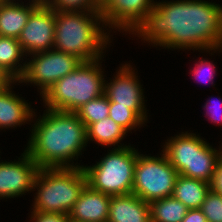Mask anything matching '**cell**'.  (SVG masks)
<instances>
[{
  "label": "cell",
  "mask_w": 222,
  "mask_h": 222,
  "mask_svg": "<svg viewBox=\"0 0 222 222\" xmlns=\"http://www.w3.org/2000/svg\"><path fill=\"white\" fill-rule=\"evenodd\" d=\"M101 59L81 62L73 72L57 80L42 96L45 108L75 112L90 100L103 95L105 75L100 68Z\"/></svg>",
  "instance_id": "4"
},
{
  "label": "cell",
  "mask_w": 222,
  "mask_h": 222,
  "mask_svg": "<svg viewBox=\"0 0 222 222\" xmlns=\"http://www.w3.org/2000/svg\"><path fill=\"white\" fill-rule=\"evenodd\" d=\"M58 11H91L101 12L102 0H44Z\"/></svg>",
  "instance_id": "25"
},
{
  "label": "cell",
  "mask_w": 222,
  "mask_h": 222,
  "mask_svg": "<svg viewBox=\"0 0 222 222\" xmlns=\"http://www.w3.org/2000/svg\"><path fill=\"white\" fill-rule=\"evenodd\" d=\"M151 222H181L189 210L173 196L149 203Z\"/></svg>",
  "instance_id": "22"
},
{
  "label": "cell",
  "mask_w": 222,
  "mask_h": 222,
  "mask_svg": "<svg viewBox=\"0 0 222 222\" xmlns=\"http://www.w3.org/2000/svg\"><path fill=\"white\" fill-rule=\"evenodd\" d=\"M108 117L127 132L145 124V121L134 110L129 109L127 106L118 105L116 102H110Z\"/></svg>",
  "instance_id": "24"
},
{
  "label": "cell",
  "mask_w": 222,
  "mask_h": 222,
  "mask_svg": "<svg viewBox=\"0 0 222 222\" xmlns=\"http://www.w3.org/2000/svg\"><path fill=\"white\" fill-rule=\"evenodd\" d=\"M24 56L18 39L0 36V67L12 80H19L24 75L27 61H20H24Z\"/></svg>",
  "instance_id": "20"
},
{
  "label": "cell",
  "mask_w": 222,
  "mask_h": 222,
  "mask_svg": "<svg viewBox=\"0 0 222 222\" xmlns=\"http://www.w3.org/2000/svg\"><path fill=\"white\" fill-rule=\"evenodd\" d=\"M137 149L118 145L95 165L83 166L87 185L109 196L132 193Z\"/></svg>",
  "instance_id": "6"
},
{
  "label": "cell",
  "mask_w": 222,
  "mask_h": 222,
  "mask_svg": "<svg viewBox=\"0 0 222 222\" xmlns=\"http://www.w3.org/2000/svg\"><path fill=\"white\" fill-rule=\"evenodd\" d=\"M207 222H222V196L210 190L200 208Z\"/></svg>",
  "instance_id": "26"
},
{
  "label": "cell",
  "mask_w": 222,
  "mask_h": 222,
  "mask_svg": "<svg viewBox=\"0 0 222 222\" xmlns=\"http://www.w3.org/2000/svg\"><path fill=\"white\" fill-rule=\"evenodd\" d=\"M110 101L105 94L90 100L74 113L88 128L92 123L101 121L109 116Z\"/></svg>",
  "instance_id": "23"
},
{
  "label": "cell",
  "mask_w": 222,
  "mask_h": 222,
  "mask_svg": "<svg viewBox=\"0 0 222 222\" xmlns=\"http://www.w3.org/2000/svg\"><path fill=\"white\" fill-rule=\"evenodd\" d=\"M21 156L16 162H0V199L35 191L33 184L39 166L26 150Z\"/></svg>",
  "instance_id": "12"
},
{
  "label": "cell",
  "mask_w": 222,
  "mask_h": 222,
  "mask_svg": "<svg viewBox=\"0 0 222 222\" xmlns=\"http://www.w3.org/2000/svg\"><path fill=\"white\" fill-rule=\"evenodd\" d=\"M30 56L33 59L26 63L24 75L18 80V83L30 82L35 86L37 85L41 96L57 80L73 72L82 62L74 55L66 54L54 48Z\"/></svg>",
  "instance_id": "8"
},
{
  "label": "cell",
  "mask_w": 222,
  "mask_h": 222,
  "mask_svg": "<svg viewBox=\"0 0 222 222\" xmlns=\"http://www.w3.org/2000/svg\"><path fill=\"white\" fill-rule=\"evenodd\" d=\"M163 147L162 152L176 171L180 175L192 178L194 133L181 132L175 137H170Z\"/></svg>",
  "instance_id": "17"
},
{
  "label": "cell",
  "mask_w": 222,
  "mask_h": 222,
  "mask_svg": "<svg viewBox=\"0 0 222 222\" xmlns=\"http://www.w3.org/2000/svg\"><path fill=\"white\" fill-rule=\"evenodd\" d=\"M209 191L210 183L179 174L172 196L181 201L188 209H197L201 208Z\"/></svg>",
  "instance_id": "19"
},
{
  "label": "cell",
  "mask_w": 222,
  "mask_h": 222,
  "mask_svg": "<svg viewBox=\"0 0 222 222\" xmlns=\"http://www.w3.org/2000/svg\"><path fill=\"white\" fill-rule=\"evenodd\" d=\"M31 221L34 222H67L69 215L62 213H46V212H31Z\"/></svg>",
  "instance_id": "28"
},
{
  "label": "cell",
  "mask_w": 222,
  "mask_h": 222,
  "mask_svg": "<svg viewBox=\"0 0 222 222\" xmlns=\"http://www.w3.org/2000/svg\"><path fill=\"white\" fill-rule=\"evenodd\" d=\"M67 222H82V221H77V220H74V219H71L70 217L67 219Z\"/></svg>",
  "instance_id": "33"
},
{
  "label": "cell",
  "mask_w": 222,
  "mask_h": 222,
  "mask_svg": "<svg viewBox=\"0 0 222 222\" xmlns=\"http://www.w3.org/2000/svg\"><path fill=\"white\" fill-rule=\"evenodd\" d=\"M218 50H220L219 52H222V38H221V43H220V45L218 47Z\"/></svg>",
  "instance_id": "34"
},
{
  "label": "cell",
  "mask_w": 222,
  "mask_h": 222,
  "mask_svg": "<svg viewBox=\"0 0 222 222\" xmlns=\"http://www.w3.org/2000/svg\"><path fill=\"white\" fill-rule=\"evenodd\" d=\"M132 34L168 49L217 52L222 38V5L205 0L155 2Z\"/></svg>",
  "instance_id": "1"
},
{
  "label": "cell",
  "mask_w": 222,
  "mask_h": 222,
  "mask_svg": "<svg viewBox=\"0 0 222 222\" xmlns=\"http://www.w3.org/2000/svg\"><path fill=\"white\" fill-rule=\"evenodd\" d=\"M0 0V36L18 39L27 24L31 12L43 1L32 0L24 6V2Z\"/></svg>",
  "instance_id": "16"
},
{
  "label": "cell",
  "mask_w": 222,
  "mask_h": 222,
  "mask_svg": "<svg viewBox=\"0 0 222 222\" xmlns=\"http://www.w3.org/2000/svg\"><path fill=\"white\" fill-rule=\"evenodd\" d=\"M128 132L113 119L105 118L92 123L87 128V141H95L102 146H117Z\"/></svg>",
  "instance_id": "21"
},
{
  "label": "cell",
  "mask_w": 222,
  "mask_h": 222,
  "mask_svg": "<svg viewBox=\"0 0 222 222\" xmlns=\"http://www.w3.org/2000/svg\"><path fill=\"white\" fill-rule=\"evenodd\" d=\"M218 101H220V99ZM218 101H216V102L213 101V103H212V101L207 100V102L204 105V108L207 110L206 111V113H207L206 116H209L208 118L211 119V122L216 123L220 126L222 124V111H220V110H222V101L220 102V104H219ZM209 104L213 108H210Z\"/></svg>",
  "instance_id": "29"
},
{
  "label": "cell",
  "mask_w": 222,
  "mask_h": 222,
  "mask_svg": "<svg viewBox=\"0 0 222 222\" xmlns=\"http://www.w3.org/2000/svg\"><path fill=\"white\" fill-rule=\"evenodd\" d=\"M55 10L44 0L31 12L18 38L26 54L51 50L54 47Z\"/></svg>",
  "instance_id": "9"
},
{
  "label": "cell",
  "mask_w": 222,
  "mask_h": 222,
  "mask_svg": "<svg viewBox=\"0 0 222 222\" xmlns=\"http://www.w3.org/2000/svg\"><path fill=\"white\" fill-rule=\"evenodd\" d=\"M107 222H151L150 205L134 193L111 196Z\"/></svg>",
  "instance_id": "15"
},
{
  "label": "cell",
  "mask_w": 222,
  "mask_h": 222,
  "mask_svg": "<svg viewBox=\"0 0 222 222\" xmlns=\"http://www.w3.org/2000/svg\"><path fill=\"white\" fill-rule=\"evenodd\" d=\"M194 134V160L192 178L210 183L220 157L221 149L216 150L209 143Z\"/></svg>",
  "instance_id": "18"
},
{
  "label": "cell",
  "mask_w": 222,
  "mask_h": 222,
  "mask_svg": "<svg viewBox=\"0 0 222 222\" xmlns=\"http://www.w3.org/2000/svg\"><path fill=\"white\" fill-rule=\"evenodd\" d=\"M110 200L111 196L95 191L86 185L69 217L82 222H107Z\"/></svg>",
  "instance_id": "13"
},
{
  "label": "cell",
  "mask_w": 222,
  "mask_h": 222,
  "mask_svg": "<svg viewBox=\"0 0 222 222\" xmlns=\"http://www.w3.org/2000/svg\"><path fill=\"white\" fill-rule=\"evenodd\" d=\"M154 3V0H102L103 23L131 34L154 8Z\"/></svg>",
  "instance_id": "11"
},
{
  "label": "cell",
  "mask_w": 222,
  "mask_h": 222,
  "mask_svg": "<svg viewBox=\"0 0 222 222\" xmlns=\"http://www.w3.org/2000/svg\"><path fill=\"white\" fill-rule=\"evenodd\" d=\"M178 175L164 153L154 157L137 151L132 193L147 203L172 196Z\"/></svg>",
  "instance_id": "7"
},
{
  "label": "cell",
  "mask_w": 222,
  "mask_h": 222,
  "mask_svg": "<svg viewBox=\"0 0 222 222\" xmlns=\"http://www.w3.org/2000/svg\"><path fill=\"white\" fill-rule=\"evenodd\" d=\"M181 222H207L205 215L200 208L189 209Z\"/></svg>",
  "instance_id": "31"
},
{
  "label": "cell",
  "mask_w": 222,
  "mask_h": 222,
  "mask_svg": "<svg viewBox=\"0 0 222 222\" xmlns=\"http://www.w3.org/2000/svg\"><path fill=\"white\" fill-rule=\"evenodd\" d=\"M32 127L26 151L39 168L82 167L73 159L87 146V127L74 112L45 109ZM71 163L70 164V162Z\"/></svg>",
  "instance_id": "2"
},
{
  "label": "cell",
  "mask_w": 222,
  "mask_h": 222,
  "mask_svg": "<svg viewBox=\"0 0 222 222\" xmlns=\"http://www.w3.org/2000/svg\"><path fill=\"white\" fill-rule=\"evenodd\" d=\"M194 66V69L191 71L194 77L198 80L202 77L205 81H208L209 83L212 82L211 84L213 85V78L216 71V67L213 62L211 63L209 60L201 59L199 64L197 62Z\"/></svg>",
  "instance_id": "27"
},
{
  "label": "cell",
  "mask_w": 222,
  "mask_h": 222,
  "mask_svg": "<svg viewBox=\"0 0 222 222\" xmlns=\"http://www.w3.org/2000/svg\"><path fill=\"white\" fill-rule=\"evenodd\" d=\"M102 27L106 28L101 12L55 10L53 48L74 55L82 62L99 59L111 42Z\"/></svg>",
  "instance_id": "3"
},
{
  "label": "cell",
  "mask_w": 222,
  "mask_h": 222,
  "mask_svg": "<svg viewBox=\"0 0 222 222\" xmlns=\"http://www.w3.org/2000/svg\"><path fill=\"white\" fill-rule=\"evenodd\" d=\"M130 64H124L113 80L109 83L105 79L104 94L110 102H116L118 105L127 106L134 110L145 122L147 120V110L145 109V97L143 89L139 83L138 76Z\"/></svg>",
  "instance_id": "10"
},
{
  "label": "cell",
  "mask_w": 222,
  "mask_h": 222,
  "mask_svg": "<svg viewBox=\"0 0 222 222\" xmlns=\"http://www.w3.org/2000/svg\"><path fill=\"white\" fill-rule=\"evenodd\" d=\"M18 82L12 80L7 85L0 87V128H15L27 121H32L35 112L30 108L25 99L12 92L11 84Z\"/></svg>",
  "instance_id": "14"
},
{
  "label": "cell",
  "mask_w": 222,
  "mask_h": 222,
  "mask_svg": "<svg viewBox=\"0 0 222 222\" xmlns=\"http://www.w3.org/2000/svg\"><path fill=\"white\" fill-rule=\"evenodd\" d=\"M86 185L82 167L39 168L32 211L69 215Z\"/></svg>",
  "instance_id": "5"
},
{
  "label": "cell",
  "mask_w": 222,
  "mask_h": 222,
  "mask_svg": "<svg viewBox=\"0 0 222 222\" xmlns=\"http://www.w3.org/2000/svg\"><path fill=\"white\" fill-rule=\"evenodd\" d=\"M11 81H12V79L0 67V87L7 85Z\"/></svg>",
  "instance_id": "32"
},
{
  "label": "cell",
  "mask_w": 222,
  "mask_h": 222,
  "mask_svg": "<svg viewBox=\"0 0 222 222\" xmlns=\"http://www.w3.org/2000/svg\"><path fill=\"white\" fill-rule=\"evenodd\" d=\"M210 190L222 196V156L217 162L215 171L210 181Z\"/></svg>",
  "instance_id": "30"
}]
</instances>
